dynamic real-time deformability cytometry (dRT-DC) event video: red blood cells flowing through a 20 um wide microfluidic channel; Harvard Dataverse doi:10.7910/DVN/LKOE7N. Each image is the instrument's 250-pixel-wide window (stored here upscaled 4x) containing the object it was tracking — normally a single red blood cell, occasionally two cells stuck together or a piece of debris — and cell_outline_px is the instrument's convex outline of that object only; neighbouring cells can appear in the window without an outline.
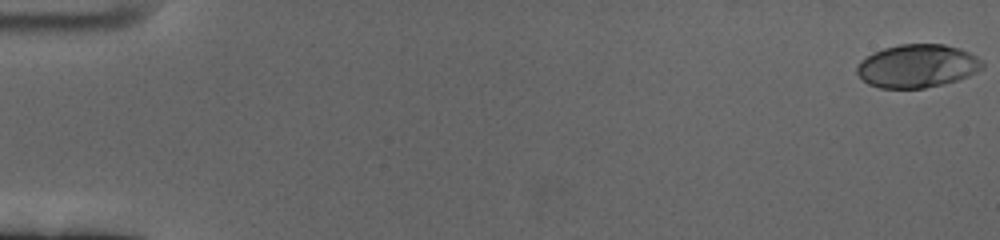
{"species": "human", "species_latin": "Homo sapiens", "temperature_condition": "cold", "stored_images_in_passage": 60, "camera_frame_rate_fps": 3000, "um_per_image_px": 0.085, "donor": {"sex": "female"}, "frame": {"image": 1, "passage_image": 1, "time_ms": 0.0, "image_size_px": [1000, 240], "cell_outline_px": [[984, 68], [968, 76], [944, 84], [924, 88], [880, 88], [868, 84], [856, 72], [856, 68], [860, 60], [872, 52], [884, 48], [900, 44], [944, 44], [960, 48], [976, 56], [984, 64]], "centroid_in_image_um": [77.96, 5.6], "position_along_channel_um": 7.0, "area_um2": 31.67}}
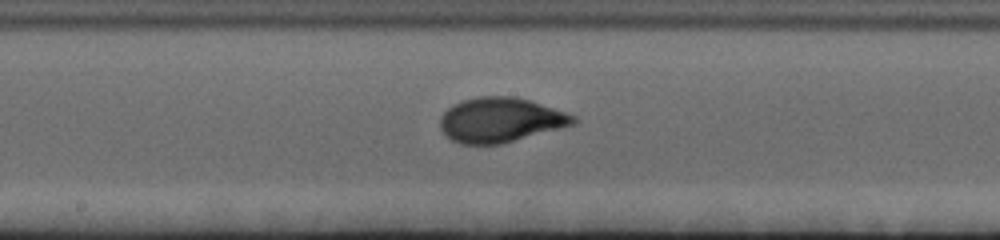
{"frame": {"image": 2, "passage_image": 33, "time_ms": 10.667, "image_size_px": [1000, 240], "cell_outline_px": [[576, 124], [500, 144], [460, 144], [452, 140], [440, 128], [440, 116], [452, 104], [460, 100], [480, 96], [512, 96], [528, 100], [576, 116]], "centroid_in_image_um": [42.5, 10.19], "position_along_channel_um": 205.7, "area_um2": 34.45}}
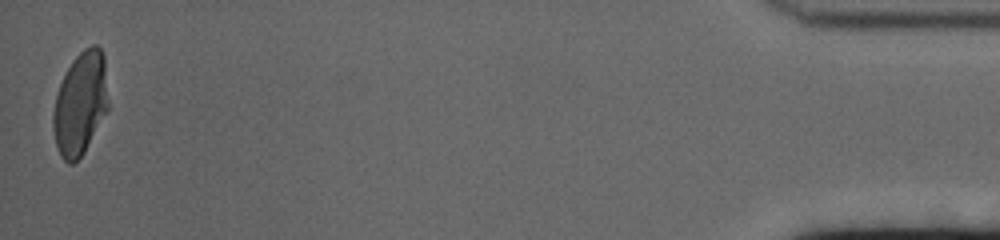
{"frame": {"image": 3, "passage_image": 60, "time_ms": 19.667, "image_size_px": [1000, 240], "cell_outline_px": [[108, 108], [84, 152], [72, 164], [68, 164], [60, 156], [56, 144], [52, 128], [52, 112], [56, 96], [60, 84], [72, 60], [84, 48], [92, 44], [96, 44], [100, 48], [104, 56], [108, 104]], "centroid_in_image_um": [6.81, 8.79], "position_along_channel_um": 428.4, "area_um2": 32.89}, "authors_computed_cell_mechanics": {"area_um2": 32.8882, "velocity_mm_per_s": 3.4173, "shape_relaxation_time_tau1_ms": 4.0313, "shape_relaxation_time_tau2_ms": null, "deformation_change_tau1": 0.1874, "deformation_change_tau2": null}}